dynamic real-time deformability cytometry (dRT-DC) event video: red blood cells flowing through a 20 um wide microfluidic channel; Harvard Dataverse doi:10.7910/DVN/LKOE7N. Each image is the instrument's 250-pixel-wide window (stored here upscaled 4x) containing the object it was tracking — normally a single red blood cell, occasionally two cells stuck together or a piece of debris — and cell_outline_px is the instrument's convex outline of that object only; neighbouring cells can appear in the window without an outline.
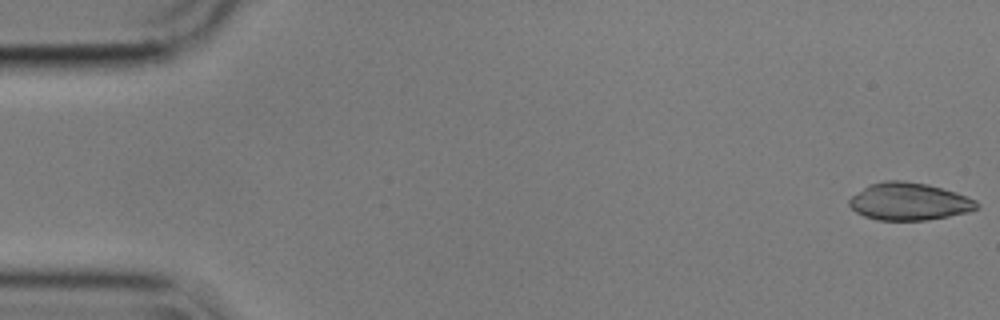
{"species": "common noctule bat (a hibernating species)", "species_latin": "Nyctalus noctula", "temperature_condition": "cold", "stored_images_in_passage": 55, "camera_frame_rate_fps": 3000, "um_per_image_px": 0.085, "animal": {"sex": "male", "body_mass_g": 17.9}, "frame": {"image": 1, "passage_image": 1, "time_ms": 0.0, "image_size_px": [1000, 320], "cell_outline_px": [[980, 204], [976, 208], [968, 212], [948, 216], [924, 220], [876, 220], [864, 216], [856, 212], [848, 204], [848, 200], [852, 196], [868, 184], [884, 180], [900, 180], [928, 184], [956, 192], [976, 200]], "centroid_in_image_um": [77.25, 17.12], "position_along_channel_um": 7.8, "area_um2": 27.86}}
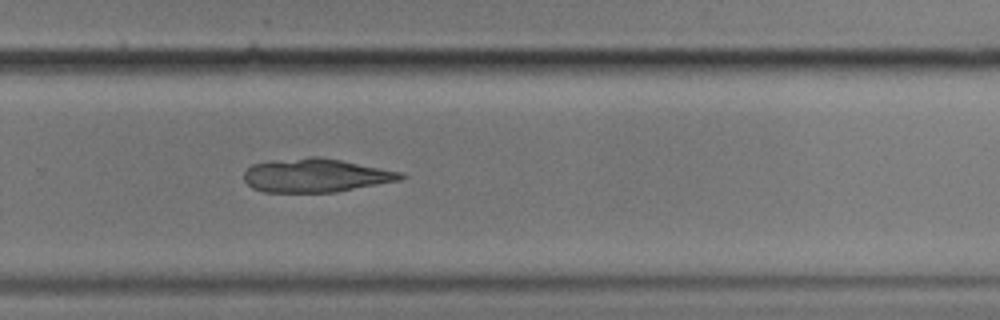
{"frame": {"image": 2, "passage_image": 37, "time_ms": 12.0, "image_size_px": [1000, 320], "cell_outline_px": [[408, 176], [400, 180], [336, 192], [264, 192], [252, 188], [244, 180], [244, 172], [252, 164], [268, 160], [308, 156], [320, 156], [404, 172]], "centroid_in_image_um": [26.84, 14.89], "position_along_channel_um": 303.0, "area_um2": 31.1}}
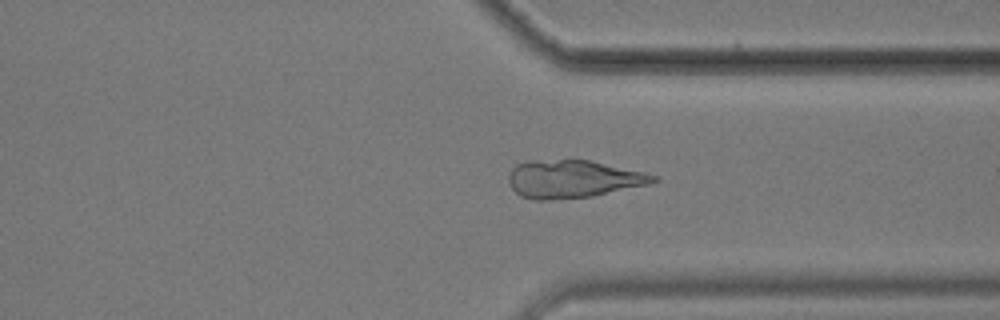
{"frame": {"image": 3, "passage_image": 42, "time_ms": 13.667, "image_size_px": [1000, 320], "cell_outline_px": [[660, 180], [648, 184], [592, 196], [552, 200], [532, 200], [520, 196], [508, 184], [508, 176], [512, 168], [516, 164], [528, 160], [592, 160], [644, 172], [660, 176]], "centroid_in_image_um": [48.69, 15.21], "position_along_channel_um": 362.7, "area_um2": 32.14}}